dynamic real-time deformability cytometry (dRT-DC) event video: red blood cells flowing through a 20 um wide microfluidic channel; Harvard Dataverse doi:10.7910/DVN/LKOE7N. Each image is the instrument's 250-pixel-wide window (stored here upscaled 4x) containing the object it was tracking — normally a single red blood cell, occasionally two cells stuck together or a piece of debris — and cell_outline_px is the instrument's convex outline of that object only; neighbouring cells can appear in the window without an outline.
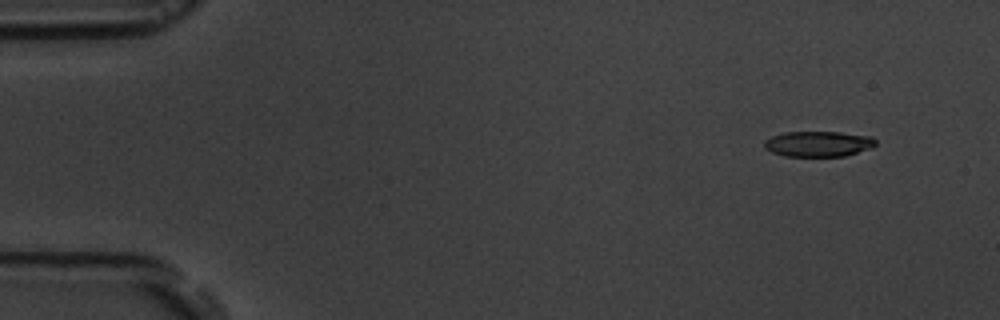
{"species": "common noctule bat (a hibernating species)", "species_latin": "Nyctalus noctula", "temperature_condition": "room temperature", "stored_images_in_passage": 6, "camera_frame_rate_fps": 3000, "um_per_image_px": 0.085, "animal": {"sex": "male", "body_mass_g": 19.5, "forearm_length_mm": 54.6}, "frame": {"image": 1, "passage_image": 1, "time_ms": 0.0, "image_size_px": [1000, 320], "cell_outline_px": [[876, 144], [872, 148], [844, 156], [784, 156], [772, 152], [764, 148], [764, 140], [772, 136], [784, 132], [840, 132], [872, 136], [876, 140]], "centroid_in_image_um": [69.56, 12.22], "position_along_channel_um": 15.4, "area_um2": 16.65}}
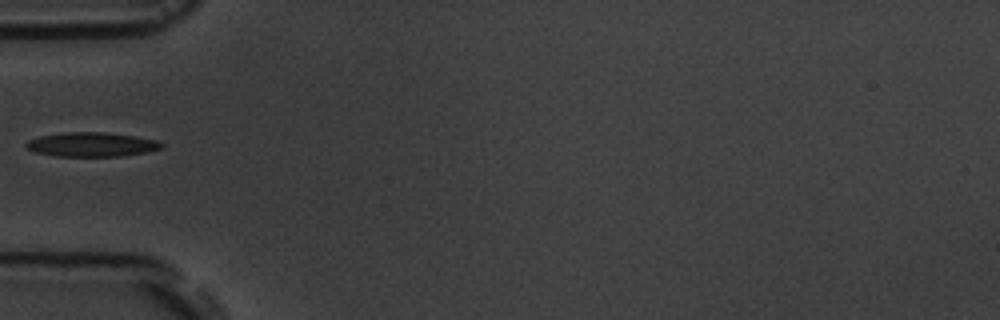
{"frame": {"image": 2, "passage_image": 5, "time_ms": 4.667, "image_size_px": [1000, 320], "cell_outline_px": [[164, 148], [148, 152], [120, 156], [56, 156], [36, 152], [28, 148], [24, 144], [28, 140], [40, 136], [64, 132], [104, 132], [136, 136], [160, 140], [164, 144]], "centroid_in_image_um": [7.86, 12.27], "position_along_channel_um": 77.1, "area_um2": 19.31}}
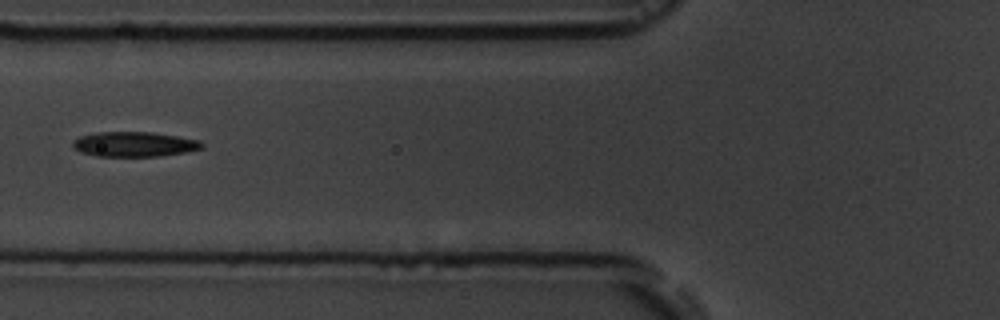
{"frame": {"image": 3, "passage_image": 6, "time_ms": 5.667, "image_size_px": [1000, 320], "cell_outline_px": [[204, 148], [184, 152], [160, 156], [96, 156], [80, 152], [72, 148], [72, 140], [80, 136], [96, 132], [152, 132], [200, 140], [204, 144]], "centroid_in_image_um": [11.38, 12.26], "position_along_channel_um": 114.4, "area_um2": 18.84}}